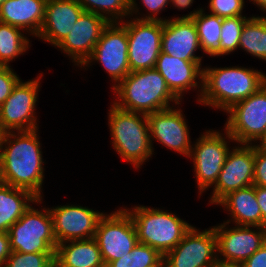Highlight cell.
Here are the masks:
<instances>
[{
  "instance_id": "obj_1",
  "label": "cell",
  "mask_w": 266,
  "mask_h": 267,
  "mask_svg": "<svg viewBox=\"0 0 266 267\" xmlns=\"http://www.w3.org/2000/svg\"><path fill=\"white\" fill-rule=\"evenodd\" d=\"M38 129L9 131L0 136V177L4 184L42 199L45 168Z\"/></svg>"
},
{
  "instance_id": "obj_2",
  "label": "cell",
  "mask_w": 266,
  "mask_h": 267,
  "mask_svg": "<svg viewBox=\"0 0 266 267\" xmlns=\"http://www.w3.org/2000/svg\"><path fill=\"white\" fill-rule=\"evenodd\" d=\"M266 84V74L239 66L204 67L203 91L199 104L227 111Z\"/></svg>"
},
{
  "instance_id": "obj_3",
  "label": "cell",
  "mask_w": 266,
  "mask_h": 267,
  "mask_svg": "<svg viewBox=\"0 0 266 267\" xmlns=\"http://www.w3.org/2000/svg\"><path fill=\"white\" fill-rule=\"evenodd\" d=\"M112 90L117 97L112 104L129 112L148 115L181 105L155 68L130 72Z\"/></svg>"
},
{
  "instance_id": "obj_4",
  "label": "cell",
  "mask_w": 266,
  "mask_h": 267,
  "mask_svg": "<svg viewBox=\"0 0 266 267\" xmlns=\"http://www.w3.org/2000/svg\"><path fill=\"white\" fill-rule=\"evenodd\" d=\"M110 106L107 114L113 149L135 169L141 168L154 154L147 115Z\"/></svg>"
},
{
  "instance_id": "obj_5",
  "label": "cell",
  "mask_w": 266,
  "mask_h": 267,
  "mask_svg": "<svg viewBox=\"0 0 266 267\" xmlns=\"http://www.w3.org/2000/svg\"><path fill=\"white\" fill-rule=\"evenodd\" d=\"M124 209L132 217L138 243L149 245L162 255L174 249L192 227L168 210L143 205Z\"/></svg>"
},
{
  "instance_id": "obj_6",
  "label": "cell",
  "mask_w": 266,
  "mask_h": 267,
  "mask_svg": "<svg viewBox=\"0 0 266 267\" xmlns=\"http://www.w3.org/2000/svg\"><path fill=\"white\" fill-rule=\"evenodd\" d=\"M225 129L236 144L266 145V84L227 111ZM259 141V142H258Z\"/></svg>"
},
{
  "instance_id": "obj_7",
  "label": "cell",
  "mask_w": 266,
  "mask_h": 267,
  "mask_svg": "<svg viewBox=\"0 0 266 267\" xmlns=\"http://www.w3.org/2000/svg\"><path fill=\"white\" fill-rule=\"evenodd\" d=\"M11 251L55 253L57 242L49 208L38 210L32 205L9 229Z\"/></svg>"
},
{
  "instance_id": "obj_8",
  "label": "cell",
  "mask_w": 266,
  "mask_h": 267,
  "mask_svg": "<svg viewBox=\"0 0 266 267\" xmlns=\"http://www.w3.org/2000/svg\"><path fill=\"white\" fill-rule=\"evenodd\" d=\"M192 145L189 158L193 160V168L199 195L213 187L224 166L226 156L234 139L225 130H205ZM230 140V141H227Z\"/></svg>"
},
{
  "instance_id": "obj_9",
  "label": "cell",
  "mask_w": 266,
  "mask_h": 267,
  "mask_svg": "<svg viewBox=\"0 0 266 267\" xmlns=\"http://www.w3.org/2000/svg\"><path fill=\"white\" fill-rule=\"evenodd\" d=\"M94 239L105 266L131 253L138 243L137 231L130 214L119 208L104 214L98 223Z\"/></svg>"
},
{
  "instance_id": "obj_10",
  "label": "cell",
  "mask_w": 266,
  "mask_h": 267,
  "mask_svg": "<svg viewBox=\"0 0 266 267\" xmlns=\"http://www.w3.org/2000/svg\"><path fill=\"white\" fill-rule=\"evenodd\" d=\"M95 61L99 62L110 76L112 88L131 71L128 60L127 29L121 22H110L103 30L91 56L80 67L86 69ZM84 67V68H83Z\"/></svg>"
},
{
  "instance_id": "obj_11",
  "label": "cell",
  "mask_w": 266,
  "mask_h": 267,
  "mask_svg": "<svg viewBox=\"0 0 266 267\" xmlns=\"http://www.w3.org/2000/svg\"><path fill=\"white\" fill-rule=\"evenodd\" d=\"M42 76L43 73L30 81L20 80L10 96L0 105L1 133L39 129L35 111Z\"/></svg>"
},
{
  "instance_id": "obj_12",
  "label": "cell",
  "mask_w": 266,
  "mask_h": 267,
  "mask_svg": "<svg viewBox=\"0 0 266 267\" xmlns=\"http://www.w3.org/2000/svg\"><path fill=\"white\" fill-rule=\"evenodd\" d=\"M213 227L217 259L221 264L240 266L266 242V227L234 225L229 228L227 222Z\"/></svg>"
},
{
  "instance_id": "obj_13",
  "label": "cell",
  "mask_w": 266,
  "mask_h": 267,
  "mask_svg": "<svg viewBox=\"0 0 266 267\" xmlns=\"http://www.w3.org/2000/svg\"><path fill=\"white\" fill-rule=\"evenodd\" d=\"M129 18L121 23L127 29L130 71L153 69L161 52L163 22Z\"/></svg>"
},
{
  "instance_id": "obj_14",
  "label": "cell",
  "mask_w": 266,
  "mask_h": 267,
  "mask_svg": "<svg viewBox=\"0 0 266 267\" xmlns=\"http://www.w3.org/2000/svg\"><path fill=\"white\" fill-rule=\"evenodd\" d=\"M217 263L214 227L200 231L192 226L178 245L163 255V267H213Z\"/></svg>"
},
{
  "instance_id": "obj_15",
  "label": "cell",
  "mask_w": 266,
  "mask_h": 267,
  "mask_svg": "<svg viewBox=\"0 0 266 267\" xmlns=\"http://www.w3.org/2000/svg\"><path fill=\"white\" fill-rule=\"evenodd\" d=\"M239 146H233L232 151L229 150L218 180L212 187L209 204L217 205L229 193L253 185L254 144Z\"/></svg>"
},
{
  "instance_id": "obj_16",
  "label": "cell",
  "mask_w": 266,
  "mask_h": 267,
  "mask_svg": "<svg viewBox=\"0 0 266 267\" xmlns=\"http://www.w3.org/2000/svg\"><path fill=\"white\" fill-rule=\"evenodd\" d=\"M176 106L147 115L150 141L164 145L180 155L189 157L192 148L190 131L183 111Z\"/></svg>"
},
{
  "instance_id": "obj_17",
  "label": "cell",
  "mask_w": 266,
  "mask_h": 267,
  "mask_svg": "<svg viewBox=\"0 0 266 267\" xmlns=\"http://www.w3.org/2000/svg\"><path fill=\"white\" fill-rule=\"evenodd\" d=\"M53 219V233L57 244L94 238L104 212L80 205H63L49 208Z\"/></svg>"
},
{
  "instance_id": "obj_18",
  "label": "cell",
  "mask_w": 266,
  "mask_h": 267,
  "mask_svg": "<svg viewBox=\"0 0 266 267\" xmlns=\"http://www.w3.org/2000/svg\"><path fill=\"white\" fill-rule=\"evenodd\" d=\"M108 24L109 22L105 18L84 11L57 48L71 58L75 66L81 67L91 56Z\"/></svg>"
},
{
  "instance_id": "obj_19",
  "label": "cell",
  "mask_w": 266,
  "mask_h": 267,
  "mask_svg": "<svg viewBox=\"0 0 266 267\" xmlns=\"http://www.w3.org/2000/svg\"><path fill=\"white\" fill-rule=\"evenodd\" d=\"M201 62L202 60H182L160 52L155 69L165 79L167 87L180 102H182L183 95L185 92L187 93V90L200 88L197 90L199 92L197 102H199L203 91Z\"/></svg>"
},
{
  "instance_id": "obj_20",
  "label": "cell",
  "mask_w": 266,
  "mask_h": 267,
  "mask_svg": "<svg viewBox=\"0 0 266 267\" xmlns=\"http://www.w3.org/2000/svg\"><path fill=\"white\" fill-rule=\"evenodd\" d=\"M201 50L196 25L192 18H170L163 22L161 52L182 60H202L195 55Z\"/></svg>"
},
{
  "instance_id": "obj_21",
  "label": "cell",
  "mask_w": 266,
  "mask_h": 267,
  "mask_svg": "<svg viewBox=\"0 0 266 267\" xmlns=\"http://www.w3.org/2000/svg\"><path fill=\"white\" fill-rule=\"evenodd\" d=\"M85 10L76 0H47L38 38L57 47Z\"/></svg>"
},
{
  "instance_id": "obj_22",
  "label": "cell",
  "mask_w": 266,
  "mask_h": 267,
  "mask_svg": "<svg viewBox=\"0 0 266 267\" xmlns=\"http://www.w3.org/2000/svg\"><path fill=\"white\" fill-rule=\"evenodd\" d=\"M46 3L47 0H6L0 7V22L37 37L44 21Z\"/></svg>"
},
{
  "instance_id": "obj_23",
  "label": "cell",
  "mask_w": 266,
  "mask_h": 267,
  "mask_svg": "<svg viewBox=\"0 0 266 267\" xmlns=\"http://www.w3.org/2000/svg\"><path fill=\"white\" fill-rule=\"evenodd\" d=\"M217 205L222 206L231 216V219L224 222L237 226L262 227V214L255 195V185L229 193Z\"/></svg>"
},
{
  "instance_id": "obj_24",
  "label": "cell",
  "mask_w": 266,
  "mask_h": 267,
  "mask_svg": "<svg viewBox=\"0 0 266 267\" xmlns=\"http://www.w3.org/2000/svg\"><path fill=\"white\" fill-rule=\"evenodd\" d=\"M54 261L57 267H106L94 238L57 244Z\"/></svg>"
},
{
  "instance_id": "obj_25",
  "label": "cell",
  "mask_w": 266,
  "mask_h": 267,
  "mask_svg": "<svg viewBox=\"0 0 266 267\" xmlns=\"http://www.w3.org/2000/svg\"><path fill=\"white\" fill-rule=\"evenodd\" d=\"M38 199L30 191L15 188L2 183L0 185V232L8 233L10 227L18 221L30 204H40Z\"/></svg>"
},
{
  "instance_id": "obj_26",
  "label": "cell",
  "mask_w": 266,
  "mask_h": 267,
  "mask_svg": "<svg viewBox=\"0 0 266 267\" xmlns=\"http://www.w3.org/2000/svg\"><path fill=\"white\" fill-rule=\"evenodd\" d=\"M172 18H192L199 37L201 51L209 57L219 56V44L221 35L222 19L214 14H206L202 8L195 9L189 14Z\"/></svg>"
},
{
  "instance_id": "obj_27",
  "label": "cell",
  "mask_w": 266,
  "mask_h": 267,
  "mask_svg": "<svg viewBox=\"0 0 266 267\" xmlns=\"http://www.w3.org/2000/svg\"><path fill=\"white\" fill-rule=\"evenodd\" d=\"M86 12H92L110 22H122L124 18L139 15L136 0H76ZM138 13V14H137Z\"/></svg>"
},
{
  "instance_id": "obj_28",
  "label": "cell",
  "mask_w": 266,
  "mask_h": 267,
  "mask_svg": "<svg viewBox=\"0 0 266 267\" xmlns=\"http://www.w3.org/2000/svg\"><path fill=\"white\" fill-rule=\"evenodd\" d=\"M238 48L266 61V16H251L245 22Z\"/></svg>"
},
{
  "instance_id": "obj_29",
  "label": "cell",
  "mask_w": 266,
  "mask_h": 267,
  "mask_svg": "<svg viewBox=\"0 0 266 267\" xmlns=\"http://www.w3.org/2000/svg\"><path fill=\"white\" fill-rule=\"evenodd\" d=\"M24 31L7 23L0 22V66H10L20 55L30 48V40Z\"/></svg>"
},
{
  "instance_id": "obj_30",
  "label": "cell",
  "mask_w": 266,
  "mask_h": 267,
  "mask_svg": "<svg viewBox=\"0 0 266 267\" xmlns=\"http://www.w3.org/2000/svg\"><path fill=\"white\" fill-rule=\"evenodd\" d=\"M106 267H163V255L149 245L137 243L131 253L111 261Z\"/></svg>"
},
{
  "instance_id": "obj_31",
  "label": "cell",
  "mask_w": 266,
  "mask_h": 267,
  "mask_svg": "<svg viewBox=\"0 0 266 267\" xmlns=\"http://www.w3.org/2000/svg\"><path fill=\"white\" fill-rule=\"evenodd\" d=\"M249 18L237 16L222 19L219 56L229 55L238 49L242 29Z\"/></svg>"
},
{
  "instance_id": "obj_32",
  "label": "cell",
  "mask_w": 266,
  "mask_h": 267,
  "mask_svg": "<svg viewBox=\"0 0 266 267\" xmlns=\"http://www.w3.org/2000/svg\"><path fill=\"white\" fill-rule=\"evenodd\" d=\"M55 253H22L12 251L4 267H52Z\"/></svg>"
},
{
  "instance_id": "obj_33",
  "label": "cell",
  "mask_w": 266,
  "mask_h": 267,
  "mask_svg": "<svg viewBox=\"0 0 266 267\" xmlns=\"http://www.w3.org/2000/svg\"><path fill=\"white\" fill-rule=\"evenodd\" d=\"M244 6V0H209L208 4L209 12L223 19L244 16Z\"/></svg>"
},
{
  "instance_id": "obj_34",
  "label": "cell",
  "mask_w": 266,
  "mask_h": 267,
  "mask_svg": "<svg viewBox=\"0 0 266 267\" xmlns=\"http://www.w3.org/2000/svg\"><path fill=\"white\" fill-rule=\"evenodd\" d=\"M11 66H0V105L12 93L16 84L21 80Z\"/></svg>"
},
{
  "instance_id": "obj_35",
  "label": "cell",
  "mask_w": 266,
  "mask_h": 267,
  "mask_svg": "<svg viewBox=\"0 0 266 267\" xmlns=\"http://www.w3.org/2000/svg\"><path fill=\"white\" fill-rule=\"evenodd\" d=\"M253 185L266 187V145L254 144Z\"/></svg>"
},
{
  "instance_id": "obj_36",
  "label": "cell",
  "mask_w": 266,
  "mask_h": 267,
  "mask_svg": "<svg viewBox=\"0 0 266 267\" xmlns=\"http://www.w3.org/2000/svg\"><path fill=\"white\" fill-rule=\"evenodd\" d=\"M143 7L149 12H147V15L143 14L141 17L135 15V19L139 20H150V21H161L165 22L168 19H164L159 15L162 10H165V8L169 4V0H141Z\"/></svg>"
},
{
  "instance_id": "obj_37",
  "label": "cell",
  "mask_w": 266,
  "mask_h": 267,
  "mask_svg": "<svg viewBox=\"0 0 266 267\" xmlns=\"http://www.w3.org/2000/svg\"><path fill=\"white\" fill-rule=\"evenodd\" d=\"M239 267H266V242Z\"/></svg>"
},
{
  "instance_id": "obj_38",
  "label": "cell",
  "mask_w": 266,
  "mask_h": 267,
  "mask_svg": "<svg viewBox=\"0 0 266 267\" xmlns=\"http://www.w3.org/2000/svg\"><path fill=\"white\" fill-rule=\"evenodd\" d=\"M11 252L10 238L8 233L0 232V267H4L6 259Z\"/></svg>"
},
{
  "instance_id": "obj_39",
  "label": "cell",
  "mask_w": 266,
  "mask_h": 267,
  "mask_svg": "<svg viewBox=\"0 0 266 267\" xmlns=\"http://www.w3.org/2000/svg\"><path fill=\"white\" fill-rule=\"evenodd\" d=\"M255 195L262 214V227H266V187L255 185Z\"/></svg>"
},
{
  "instance_id": "obj_40",
  "label": "cell",
  "mask_w": 266,
  "mask_h": 267,
  "mask_svg": "<svg viewBox=\"0 0 266 267\" xmlns=\"http://www.w3.org/2000/svg\"><path fill=\"white\" fill-rule=\"evenodd\" d=\"M194 0H169V4L173 5L174 8L179 10H184L186 8H190L192 6Z\"/></svg>"
},
{
  "instance_id": "obj_41",
  "label": "cell",
  "mask_w": 266,
  "mask_h": 267,
  "mask_svg": "<svg viewBox=\"0 0 266 267\" xmlns=\"http://www.w3.org/2000/svg\"><path fill=\"white\" fill-rule=\"evenodd\" d=\"M250 2H253L254 5L259 7V9L263 12H266V0H249Z\"/></svg>"
},
{
  "instance_id": "obj_42",
  "label": "cell",
  "mask_w": 266,
  "mask_h": 267,
  "mask_svg": "<svg viewBox=\"0 0 266 267\" xmlns=\"http://www.w3.org/2000/svg\"><path fill=\"white\" fill-rule=\"evenodd\" d=\"M213 267H239V266H234V265H227V264L217 263V264L214 265Z\"/></svg>"
},
{
  "instance_id": "obj_43",
  "label": "cell",
  "mask_w": 266,
  "mask_h": 267,
  "mask_svg": "<svg viewBox=\"0 0 266 267\" xmlns=\"http://www.w3.org/2000/svg\"><path fill=\"white\" fill-rule=\"evenodd\" d=\"M6 0H0V7Z\"/></svg>"
}]
</instances>
